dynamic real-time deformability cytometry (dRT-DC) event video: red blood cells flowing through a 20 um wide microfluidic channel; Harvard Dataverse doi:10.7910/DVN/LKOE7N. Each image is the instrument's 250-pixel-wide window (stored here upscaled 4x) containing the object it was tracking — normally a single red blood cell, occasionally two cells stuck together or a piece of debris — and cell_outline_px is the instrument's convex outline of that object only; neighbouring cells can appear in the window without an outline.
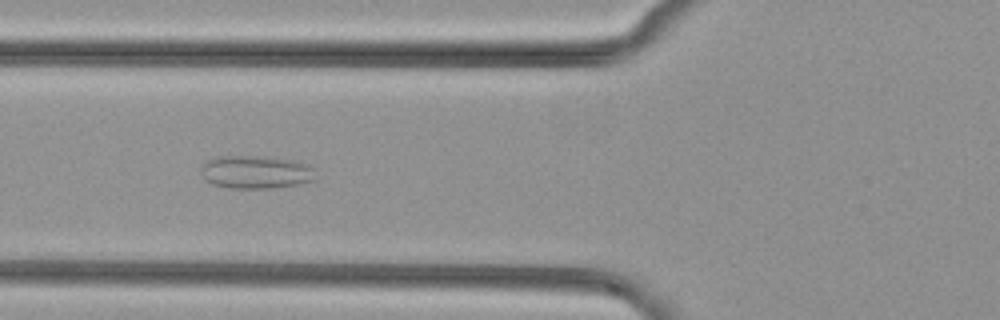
{"species": "common noctule bat (a hibernating species)", "species_latin": "Nyctalus noctula", "temperature_condition": "cold", "stored_images_in_passage": 38, "camera_frame_rate_fps": 3000, "um_per_image_px": 0.085, "animal": {"sex": "female", "body_mass_g": 29.2, "forearm_length_mm": 56.3}, "frame": {"image": 1, "passage_image": 6, "time_ms": 1.667, "image_size_px": [1000, 320], "cell_outline_px": [[316, 180], [296, 184], [272, 188], [228, 188], [212, 184], [204, 180], [200, 172], [200, 164], [212, 156], [264, 156], [296, 160], [308, 164], [312, 168]], "centroid_in_image_um": [21.67, 14.61], "position_along_channel_um": 104.1, "area_um2": 22.54}}
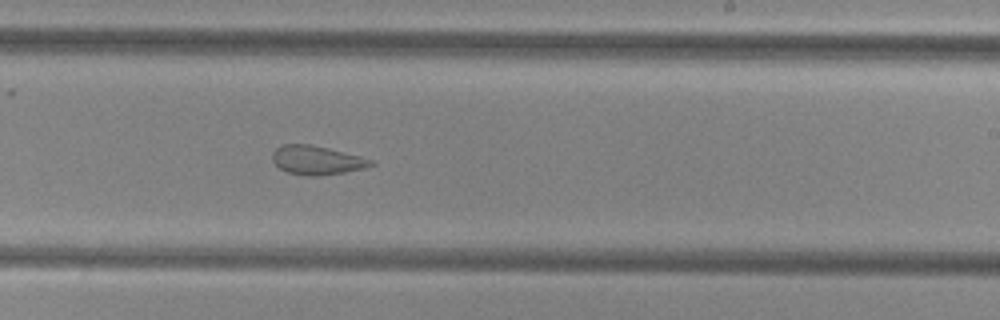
{"frame": {"image": 2, "passage_image": 18, "time_ms": 5.667, "image_size_px": [1000, 320], "cell_outline_px": [[376, 164], [368, 168], [320, 176], [308, 176], [288, 172], [280, 168], [272, 160], [272, 152], [276, 148], [284, 144], [312, 144], [376, 160]], "centroid_in_image_um": [26.98, 13.62], "position_along_channel_um": 262.0, "area_um2": 16.76}}
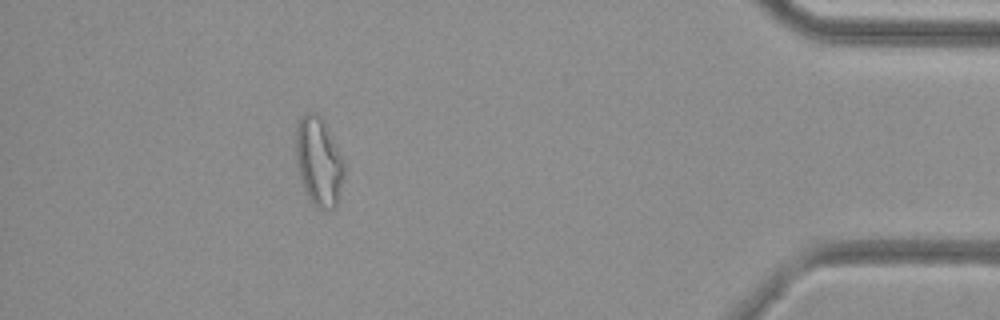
{"frame": {"image": 3, "passage_image": 33, "time_ms": 10.667, "image_size_px": [1000, 320], "cell_outline_px": [[344, 176], [336, 208], [324, 212], [316, 208], [312, 204], [300, 180], [296, 164], [296, 128], [300, 120], [308, 112], [316, 112], [320, 116], [344, 160]], "centroid_in_image_um": [27.1, 13.82], "position_along_channel_um": 408.1, "area_um2": 25.03}}